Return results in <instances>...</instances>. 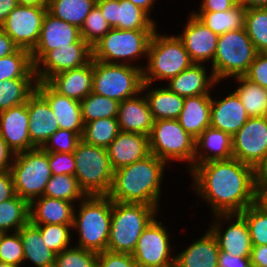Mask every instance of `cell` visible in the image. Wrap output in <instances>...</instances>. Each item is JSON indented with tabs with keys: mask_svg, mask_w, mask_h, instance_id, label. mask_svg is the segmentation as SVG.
Returning a JSON list of instances; mask_svg holds the SVG:
<instances>
[{
	"mask_svg": "<svg viewBox=\"0 0 267 267\" xmlns=\"http://www.w3.org/2000/svg\"><path fill=\"white\" fill-rule=\"evenodd\" d=\"M95 5L96 0H48L47 8L54 17L80 29Z\"/></svg>",
	"mask_w": 267,
	"mask_h": 267,
	"instance_id": "cell-37",
	"label": "cell"
},
{
	"mask_svg": "<svg viewBox=\"0 0 267 267\" xmlns=\"http://www.w3.org/2000/svg\"><path fill=\"white\" fill-rule=\"evenodd\" d=\"M97 267H139L129 253L112 252L109 250L98 253Z\"/></svg>",
	"mask_w": 267,
	"mask_h": 267,
	"instance_id": "cell-51",
	"label": "cell"
},
{
	"mask_svg": "<svg viewBox=\"0 0 267 267\" xmlns=\"http://www.w3.org/2000/svg\"><path fill=\"white\" fill-rule=\"evenodd\" d=\"M15 153L0 136V172L10 170Z\"/></svg>",
	"mask_w": 267,
	"mask_h": 267,
	"instance_id": "cell-57",
	"label": "cell"
},
{
	"mask_svg": "<svg viewBox=\"0 0 267 267\" xmlns=\"http://www.w3.org/2000/svg\"><path fill=\"white\" fill-rule=\"evenodd\" d=\"M160 213L147 204L112 201L107 250L132 254L143 230Z\"/></svg>",
	"mask_w": 267,
	"mask_h": 267,
	"instance_id": "cell-5",
	"label": "cell"
},
{
	"mask_svg": "<svg viewBox=\"0 0 267 267\" xmlns=\"http://www.w3.org/2000/svg\"><path fill=\"white\" fill-rule=\"evenodd\" d=\"M107 152L115 171L150 155L149 137L145 134L120 131L107 147Z\"/></svg>",
	"mask_w": 267,
	"mask_h": 267,
	"instance_id": "cell-24",
	"label": "cell"
},
{
	"mask_svg": "<svg viewBox=\"0 0 267 267\" xmlns=\"http://www.w3.org/2000/svg\"><path fill=\"white\" fill-rule=\"evenodd\" d=\"M237 4L233 0H202L197 11L220 12L230 10Z\"/></svg>",
	"mask_w": 267,
	"mask_h": 267,
	"instance_id": "cell-55",
	"label": "cell"
},
{
	"mask_svg": "<svg viewBox=\"0 0 267 267\" xmlns=\"http://www.w3.org/2000/svg\"><path fill=\"white\" fill-rule=\"evenodd\" d=\"M7 79H36L31 52L19 48L0 58V81Z\"/></svg>",
	"mask_w": 267,
	"mask_h": 267,
	"instance_id": "cell-38",
	"label": "cell"
},
{
	"mask_svg": "<svg viewBox=\"0 0 267 267\" xmlns=\"http://www.w3.org/2000/svg\"><path fill=\"white\" fill-rule=\"evenodd\" d=\"M160 85L153 87L152 83H143L142 86V92L147 99L154 121L178 119L185 97Z\"/></svg>",
	"mask_w": 267,
	"mask_h": 267,
	"instance_id": "cell-31",
	"label": "cell"
},
{
	"mask_svg": "<svg viewBox=\"0 0 267 267\" xmlns=\"http://www.w3.org/2000/svg\"><path fill=\"white\" fill-rule=\"evenodd\" d=\"M149 137L150 153L168 166L174 162L186 164L189 172L194 168L195 138L187 133L177 119L155 120Z\"/></svg>",
	"mask_w": 267,
	"mask_h": 267,
	"instance_id": "cell-9",
	"label": "cell"
},
{
	"mask_svg": "<svg viewBox=\"0 0 267 267\" xmlns=\"http://www.w3.org/2000/svg\"><path fill=\"white\" fill-rule=\"evenodd\" d=\"M47 6L17 5L0 27L20 49L32 52L40 38Z\"/></svg>",
	"mask_w": 267,
	"mask_h": 267,
	"instance_id": "cell-13",
	"label": "cell"
},
{
	"mask_svg": "<svg viewBox=\"0 0 267 267\" xmlns=\"http://www.w3.org/2000/svg\"><path fill=\"white\" fill-rule=\"evenodd\" d=\"M71 43H86L80 35V29L66 21L58 19L48 11L44 16L40 38L31 52L34 66L49 52Z\"/></svg>",
	"mask_w": 267,
	"mask_h": 267,
	"instance_id": "cell-18",
	"label": "cell"
},
{
	"mask_svg": "<svg viewBox=\"0 0 267 267\" xmlns=\"http://www.w3.org/2000/svg\"><path fill=\"white\" fill-rule=\"evenodd\" d=\"M18 49L16 43L0 28V58L10 55Z\"/></svg>",
	"mask_w": 267,
	"mask_h": 267,
	"instance_id": "cell-58",
	"label": "cell"
},
{
	"mask_svg": "<svg viewBox=\"0 0 267 267\" xmlns=\"http://www.w3.org/2000/svg\"><path fill=\"white\" fill-rule=\"evenodd\" d=\"M30 222V202L17 194L0 203V232H18Z\"/></svg>",
	"mask_w": 267,
	"mask_h": 267,
	"instance_id": "cell-36",
	"label": "cell"
},
{
	"mask_svg": "<svg viewBox=\"0 0 267 267\" xmlns=\"http://www.w3.org/2000/svg\"><path fill=\"white\" fill-rule=\"evenodd\" d=\"M244 76L248 80L267 89V53H257L248 72Z\"/></svg>",
	"mask_w": 267,
	"mask_h": 267,
	"instance_id": "cell-52",
	"label": "cell"
},
{
	"mask_svg": "<svg viewBox=\"0 0 267 267\" xmlns=\"http://www.w3.org/2000/svg\"><path fill=\"white\" fill-rule=\"evenodd\" d=\"M93 70L92 92L98 95L120 103L142 92V68L93 60Z\"/></svg>",
	"mask_w": 267,
	"mask_h": 267,
	"instance_id": "cell-10",
	"label": "cell"
},
{
	"mask_svg": "<svg viewBox=\"0 0 267 267\" xmlns=\"http://www.w3.org/2000/svg\"><path fill=\"white\" fill-rule=\"evenodd\" d=\"M219 251L217 239L207 229L181 252H175L174 267H218Z\"/></svg>",
	"mask_w": 267,
	"mask_h": 267,
	"instance_id": "cell-28",
	"label": "cell"
},
{
	"mask_svg": "<svg viewBox=\"0 0 267 267\" xmlns=\"http://www.w3.org/2000/svg\"><path fill=\"white\" fill-rule=\"evenodd\" d=\"M73 155L76 166L74 176L86 196H107L114 174L107 148L88 144L81 139Z\"/></svg>",
	"mask_w": 267,
	"mask_h": 267,
	"instance_id": "cell-8",
	"label": "cell"
},
{
	"mask_svg": "<svg viewBox=\"0 0 267 267\" xmlns=\"http://www.w3.org/2000/svg\"><path fill=\"white\" fill-rule=\"evenodd\" d=\"M255 183H267V152L254 167Z\"/></svg>",
	"mask_w": 267,
	"mask_h": 267,
	"instance_id": "cell-59",
	"label": "cell"
},
{
	"mask_svg": "<svg viewBox=\"0 0 267 267\" xmlns=\"http://www.w3.org/2000/svg\"><path fill=\"white\" fill-rule=\"evenodd\" d=\"M96 6L111 28L156 30L157 21L129 0H96Z\"/></svg>",
	"mask_w": 267,
	"mask_h": 267,
	"instance_id": "cell-17",
	"label": "cell"
},
{
	"mask_svg": "<svg viewBox=\"0 0 267 267\" xmlns=\"http://www.w3.org/2000/svg\"><path fill=\"white\" fill-rule=\"evenodd\" d=\"M246 109L233 91L224 97L212 95L210 126L233 136L249 119Z\"/></svg>",
	"mask_w": 267,
	"mask_h": 267,
	"instance_id": "cell-23",
	"label": "cell"
},
{
	"mask_svg": "<svg viewBox=\"0 0 267 267\" xmlns=\"http://www.w3.org/2000/svg\"><path fill=\"white\" fill-rule=\"evenodd\" d=\"M194 194L218 214H240L256 202L254 168L235 158L196 165L190 172Z\"/></svg>",
	"mask_w": 267,
	"mask_h": 267,
	"instance_id": "cell-1",
	"label": "cell"
},
{
	"mask_svg": "<svg viewBox=\"0 0 267 267\" xmlns=\"http://www.w3.org/2000/svg\"><path fill=\"white\" fill-rule=\"evenodd\" d=\"M154 31L112 28L92 47V59L144 69L143 63H136L141 59L147 60L148 46Z\"/></svg>",
	"mask_w": 267,
	"mask_h": 267,
	"instance_id": "cell-6",
	"label": "cell"
},
{
	"mask_svg": "<svg viewBox=\"0 0 267 267\" xmlns=\"http://www.w3.org/2000/svg\"><path fill=\"white\" fill-rule=\"evenodd\" d=\"M246 8L237 4L230 10L212 12L196 11L193 13L206 27L211 29L218 36L232 30L244 28Z\"/></svg>",
	"mask_w": 267,
	"mask_h": 267,
	"instance_id": "cell-34",
	"label": "cell"
},
{
	"mask_svg": "<svg viewBox=\"0 0 267 267\" xmlns=\"http://www.w3.org/2000/svg\"><path fill=\"white\" fill-rule=\"evenodd\" d=\"M28 124L27 103L0 112V136L15 154L36 148Z\"/></svg>",
	"mask_w": 267,
	"mask_h": 267,
	"instance_id": "cell-20",
	"label": "cell"
},
{
	"mask_svg": "<svg viewBox=\"0 0 267 267\" xmlns=\"http://www.w3.org/2000/svg\"><path fill=\"white\" fill-rule=\"evenodd\" d=\"M236 4H240V0H233Z\"/></svg>",
	"mask_w": 267,
	"mask_h": 267,
	"instance_id": "cell-66",
	"label": "cell"
},
{
	"mask_svg": "<svg viewBox=\"0 0 267 267\" xmlns=\"http://www.w3.org/2000/svg\"><path fill=\"white\" fill-rule=\"evenodd\" d=\"M36 90L50 105L59 129L71 130L82 137L84 122L80 101L58 94L46 82H37Z\"/></svg>",
	"mask_w": 267,
	"mask_h": 267,
	"instance_id": "cell-25",
	"label": "cell"
},
{
	"mask_svg": "<svg viewBox=\"0 0 267 267\" xmlns=\"http://www.w3.org/2000/svg\"><path fill=\"white\" fill-rule=\"evenodd\" d=\"M31 143L41 148L58 129L59 124L47 100L35 90L27 100Z\"/></svg>",
	"mask_w": 267,
	"mask_h": 267,
	"instance_id": "cell-22",
	"label": "cell"
},
{
	"mask_svg": "<svg viewBox=\"0 0 267 267\" xmlns=\"http://www.w3.org/2000/svg\"><path fill=\"white\" fill-rule=\"evenodd\" d=\"M206 68H208L206 64L193 63L186 70L163 84L170 91L183 97L211 95L215 91L214 88L221 83L216 81L212 70Z\"/></svg>",
	"mask_w": 267,
	"mask_h": 267,
	"instance_id": "cell-21",
	"label": "cell"
},
{
	"mask_svg": "<svg viewBox=\"0 0 267 267\" xmlns=\"http://www.w3.org/2000/svg\"><path fill=\"white\" fill-rule=\"evenodd\" d=\"M81 137L71 130L58 129L41 147L46 152H74Z\"/></svg>",
	"mask_w": 267,
	"mask_h": 267,
	"instance_id": "cell-49",
	"label": "cell"
},
{
	"mask_svg": "<svg viewBox=\"0 0 267 267\" xmlns=\"http://www.w3.org/2000/svg\"><path fill=\"white\" fill-rule=\"evenodd\" d=\"M117 121L120 131L150 135L154 119L143 92L119 103Z\"/></svg>",
	"mask_w": 267,
	"mask_h": 267,
	"instance_id": "cell-26",
	"label": "cell"
},
{
	"mask_svg": "<svg viewBox=\"0 0 267 267\" xmlns=\"http://www.w3.org/2000/svg\"><path fill=\"white\" fill-rule=\"evenodd\" d=\"M156 29L151 37L147 61L143 69L144 83L167 82L190 67L193 62L182 40L176 34H160ZM165 80V81H164Z\"/></svg>",
	"mask_w": 267,
	"mask_h": 267,
	"instance_id": "cell-4",
	"label": "cell"
},
{
	"mask_svg": "<svg viewBox=\"0 0 267 267\" xmlns=\"http://www.w3.org/2000/svg\"><path fill=\"white\" fill-rule=\"evenodd\" d=\"M98 253L71 246L56 254L54 267H97Z\"/></svg>",
	"mask_w": 267,
	"mask_h": 267,
	"instance_id": "cell-47",
	"label": "cell"
},
{
	"mask_svg": "<svg viewBox=\"0 0 267 267\" xmlns=\"http://www.w3.org/2000/svg\"><path fill=\"white\" fill-rule=\"evenodd\" d=\"M131 1L134 5L139 7L140 9L144 10L150 17L153 12V7L156 4V1L158 0H129ZM152 11V12H151Z\"/></svg>",
	"mask_w": 267,
	"mask_h": 267,
	"instance_id": "cell-62",
	"label": "cell"
},
{
	"mask_svg": "<svg viewBox=\"0 0 267 267\" xmlns=\"http://www.w3.org/2000/svg\"><path fill=\"white\" fill-rule=\"evenodd\" d=\"M233 158L253 168L267 152V116L249 118L232 136Z\"/></svg>",
	"mask_w": 267,
	"mask_h": 267,
	"instance_id": "cell-15",
	"label": "cell"
},
{
	"mask_svg": "<svg viewBox=\"0 0 267 267\" xmlns=\"http://www.w3.org/2000/svg\"><path fill=\"white\" fill-rule=\"evenodd\" d=\"M240 4L247 9L267 8V0H240Z\"/></svg>",
	"mask_w": 267,
	"mask_h": 267,
	"instance_id": "cell-63",
	"label": "cell"
},
{
	"mask_svg": "<svg viewBox=\"0 0 267 267\" xmlns=\"http://www.w3.org/2000/svg\"><path fill=\"white\" fill-rule=\"evenodd\" d=\"M10 171L16 194L31 202L43 196L46 184L52 177L48 152L36 147L16 153Z\"/></svg>",
	"mask_w": 267,
	"mask_h": 267,
	"instance_id": "cell-11",
	"label": "cell"
},
{
	"mask_svg": "<svg viewBox=\"0 0 267 267\" xmlns=\"http://www.w3.org/2000/svg\"><path fill=\"white\" fill-rule=\"evenodd\" d=\"M20 6H47L48 0H16Z\"/></svg>",
	"mask_w": 267,
	"mask_h": 267,
	"instance_id": "cell-64",
	"label": "cell"
},
{
	"mask_svg": "<svg viewBox=\"0 0 267 267\" xmlns=\"http://www.w3.org/2000/svg\"><path fill=\"white\" fill-rule=\"evenodd\" d=\"M16 195L10 170L0 172V203Z\"/></svg>",
	"mask_w": 267,
	"mask_h": 267,
	"instance_id": "cell-53",
	"label": "cell"
},
{
	"mask_svg": "<svg viewBox=\"0 0 267 267\" xmlns=\"http://www.w3.org/2000/svg\"><path fill=\"white\" fill-rule=\"evenodd\" d=\"M240 215L247 223L252 245H267V211L255 202Z\"/></svg>",
	"mask_w": 267,
	"mask_h": 267,
	"instance_id": "cell-45",
	"label": "cell"
},
{
	"mask_svg": "<svg viewBox=\"0 0 267 267\" xmlns=\"http://www.w3.org/2000/svg\"><path fill=\"white\" fill-rule=\"evenodd\" d=\"M244 27L258 53H267V8L247 9Z\"/></svg>",
	"mask_w": 267,
	"mask_h": 267,
	"instance_id": "cell-43",
	"label": "cell"
},
{
	"mask_svg": "<svg viewBox=\"0 0 267 267\" xmlns=\"http://www.w3.org/2000/svg\"><path fill=\"white\" fill-rule=\"evenodd\" d=\"M42 234L44 243L54 253L58 254L61 251L73 246L72 235L73 224H34ZM72 231V232H71Z\"/></svg>",
	"mask_w": 267,
	"mask_h": 267,
	"instance_id": "cell-44",
	"label": "cell"
},
{
	"mask_svg": "<svg viewBox=\"0 0 267 267\" xmlns=\"http://www.w3.org/2000/svg\"><path fill=\"white\" fill-rule=\"evenodd\" d=\"M157 217L143 230L131 254L139 267H174L176 246L167 225Z\"/></svg>",
	"mask_w": 267,
	"mask_h": 267,
	"instance_id": "cell-12",
	"label": "cell"
},
{
	"mask_svg": "<svg viewBox=\"0 0 267 267\" xmlns=\"http://www.w3.org/2000/svg\"><path fill=\"white\" fill-rule=\"evenodd\" d=\"M92 60V48L87 43H71L49 51L36 65L37 82H46L51 76L76 69Z\"/></svg>",
	"mask_w": 267,
	"mask_h": 267,
	"instance_id": "cell-16",
	"label": "cell"
},
{
	"mask_svg": "<svg viewBox=\"0 0 267 267\" xmlns=\"http://www.w3.org/2000/svg\"><path fill=\"white\" fill-rule=\"evenodd\" d=\"M212 95L185 97L178 122L195 139L210 126Z\"/></svg>",
	"mask_w": 267,
	"mask_h": 267,
	"instance_id": "cell-32",
	"label": "cell"
},
{
	"mask_svg": "<svg viewBox=\"0 0 267 267\" xmlns=\"http://www.w3.org/2000/svg\"><path fill=\"white\" fill-rule=\"evenodd\" d=\"M93 59L86 65L51 76L46 83L58 94L82 101L92 92Z\"/></svg>",
	"mask_w": 267,
	"mask_h": 267,
	"instance_id": "cell-27",
	"label": "cell"
},
{
	"mask_svg": "<svg viewBox=\"0 0 267 267\" xmlns=\"http://www.w3.org/2000/svg\"><path fill=\"white\" fill-rule=\"evenodd\" d=\"M154 154L114 171L108 197L114 202L142 203L154 206L159 212L166 168ZM161 204V205H160Z\"/></svg>",
	"mask_w": 267,
	"mask_h": 267,
	"instance_id": "cell-2",
	"label": "cell"
},
{
	"mask_svg": "<svg viewBox=\"0 0 267 267\" xmlns=\"http://www.w3.org/2000/svg\"><path fill=\"white\" fill-rule=\"evenodd\" d=\"M0 262L24 266L23 244L19 232L2 233L0 239Z\"/></svg>",
	"mask_w": 267,
	"mask_h": 267,
	"instance_id": "cell-48",
	"label": "cell"
},
{
	"mask_svg": "<svg viewBox=\"0 0 267 267\" xmlns=\"http://www.w3.org/2000/svg\"><path fill=\"white\" fill-rule=\"evenodd\" d=\"M111 26L102 15L100 9L95 5L85 18L83 26L80 28V35L92 48L110 30Z\"/></svg>",
	"mask_w": 267,
	"mask_h": 267,
	"instance_id": "cell-46",
	"label": "cell"
},
{
	"mask_svg": "<svg viewBox=\"0 0 267 267\" xmlns=\"http://www.w3.org/2000/svg\"><path fill=\"white\" fill-rule=\"evenodd\" d=\"M19 235L23 244L24 265L31 262L34 267H54L56 253L44 243L40 229L29 222L21 227Z\"/></svg>",
	"mask_w": 267,
	"mask_h": 267,
	"instance_id": "cell-33",
	"label": "cell"
},
{
	"mask_svg": "<svg viewBox=\"0 0 267 267\" xmlns=\"http://www.w3.org/2000/svg\"><path fill=\"white\" fill-rule=\"evenodd\" d=\"M43 196L52 197L77 204L86 197L75 176L52 175L46 184Z\"/></svg>",
	"mask_w": 267,
	"mask_h": 267,
	"instance_id": "cell-42",
	"label": "cell"
},
{
	"mask_svg": "<svg viewBox=\"0 0 267 267\" xmlns=\"http://www.w3.org/2000/svg\"><path fill=\"white\" fill-rule=\"evenodd\" d=\"M0 267H17V266L12 265V264H8V263H4V262H0Z\"/></svg>",
	"mask_w": 267,
	"mask_h": 267,
	"instance_id": "cell-65",
	"label": "cell"
},
{
	"mask_svg": "<svg viewBox=\"0 0 267 267\" xmlns=\"http://www.w3.org/2000/svg\"><path fill=\"white\" fill-rule=\"evenodd\" d=\"M218 267H251L250 257L233 256L219 251Z\"/></svg>",
	"mask_w": 267,
	"mask_h": 267,
	"instance_id": "cell-54",
	"label": "cell"
},
{
	"mask_svg": "<svg viewBox=\"0 0 267 267\" xmlns=\"http://www.w3.org/2000/svg\"><path fill=\"white\" fill-rule=\"evenodd\" d=\"M212 217L208 229L217 239L219 249L233 256L250 257L252 243L245 219L240 214H218Z\"/></svg>",
	"mask_w": 267,
	"mask_h": 267,
	"instance_id": "cell-14",
	"label": "cell"
},
{
	"mask_svg": "<svg viewBox=\"0 0 267 267\" xmlns=\"http://www.w3.org/2000/svg\"><path fill=\"white\" fill-rule=\"evenodd\" d=\"M111 214L112 200L108 196H86L79 201L75 206L72 225L78 240L73 241V245L97 253L106 251Z\"/></svg>",
	"mask_w": 267,
	"mask_h": 267,
	"instance_id": "cell-3",
	"label": "cell"
},
{
	"mask_svg": "<svg viewBox=\"0 0 267 267\" xmlns=\"http://www.w3.org/2000/svg\"><path fill=\"white\" fill-rule=\"evenodd\" d=\"M232 157V136L220 129L209 126L195 139L194 167Z\"/></svg>",
	"mask_w": 267,
	"mask_h": 267,
	"instance_id": "cell-29",
	"label": "cell"
},
{
	"mask_svg": "<svg viewBox=\"0 0 267 267\" xmlns=\"http://www.w3.org/2000/svg\"><path fill=\"white\" fill-rule=\"evenodd\" d=\"M239 85L234 91L250 118L267 116V89L248 80L245 76L232 77Z\"/></svg>",
	"mask_w": 267,
	"mask_h": 267,
	"instance_id": "cell-35",
	"label": "cell"
},
{
	"mask_svg": "<svg viewBox=\"0 0 267 267\" xmlns=\"http://www.w3.org/2000/svg\"><path fill=\"white\" fill-rule=\"evenodd\" d=\"M183 31L176 34L183 42L191 61L196 64L210 63L217 49L218 35L206 27L193 13H189Z\"/></svg>",
	"mask_w": 267,
	"mask_h": 267,
	"instance_id": "cell-19",
	"label": "cell"
},
{
	"mask_svg": "<svg viewBox=\"0 0 267 267\" xmlns=\"http://www.w3.org/2000/svg\"><path fill=\"white\" fill-rule=\"evenodd\" d=\"M251 267H267V245H252Z\"/></svg>",
	"mask_w": 267,
	"mask_h": 267,
	"instance_id": "cell-56",
	"label": "cell"
},
{
	"mask_svg": "<svg viewBox=\"0 0 267 267\" xmlns=\"http://www.w3.org/2000/svg\"><path fill=\"white\" fill-rule=\"evenodd\" d=\"M48 162L52 175H75V158L73 152H48Z\"/></svg>",
	"mask_w": 267,
	"mask_h": 267,
	"instance_id": "cell-50",
	"label": "cell"
},
{
	"mask_svg": "<svg viewBox=\"0 0 267 267\" xmlns=\"http://www.w3.org/2000/svg\"><path fill=\"white\" fill-rule=\"evenodd\" d=\"M256 203L267 211V183H255Z\"/></svg>",
	"mask_w": 267,
	"mask_h": 267,
	"instance_id": "cell-61",
	"label": "cell"
},
{
	"mask_svg": "<svg viewBox=\"0 0 267 267\" xmlns=\"http://www.w3.org/2000/svg\"><path fill=\"white\" fill-rule=\"evenodd\" d=\"M76 204L52 197L40 196L30 202L32 224H73Z\"/></svg>",
	"mask_w": 267,
	"mask_h": 267,
	"instance_id": "cell-30",
	"label": "cell"
},
{
	"mask_svg": "<svg viewBox=\"0 0 267 267\" xmlns=\"http://www.w3.org/2000/svg\"><path fill=\"white\" fill-rule=\"evenodd\" d=\"M119 132L117 118H100L84 124L81 139L88 144L107 148Z\"/></svg>",
	"mask_w": 267,
	"mask_h": 267,
	"instance_id": "cell-40",
	"label": "cell"
},
{
	"mask_svg": "<svg viewBox=\"0 0 267 267\" xmlns=\"http://www.w3.org/2000/svg\"><path fill=\"white\" fill-rule=\"evenodd\" d=\"M16 0H0V27L4 24L9 13L17 6Z\"/></svg>",
	"mask_w": 267,
	"mask_h": 267,
	"instance_id": "cell-60",
	"label": "cell"
},
{
	"mask_svg": "<svg viewBox=\"0 0 267 267\" xmlns=\"http://www.w3.org/2000/svg\"><path fill=\"white\" fill-rule=\"evenodd\" d=\"M37 79H7L0 81V112L27 103L36 90Z\"/></svg>",
	"mask_w": 267,
	"mask_h": 267,
	"instance_id": "cell-39",
	"label": "cell"
},
{
	"mask_svg": "<svg viewBox=\"0 0 267 267\" xmlns=\"http://www.w3.org/2000/svg\"><path fill=\"white\" fill-rule=\"evenodd\" d=\"M80 106L82 119L86 124L100 118H117L119 102L91 92L80 101Z\"/></svg>",
	"mask_w": 267,
	"mask_h": 267,
	"instance_id": "cell-41",
	"label": "cell"
},
{
	"mask_svg": "<svg viewBox=\"0 0 267 267\" xmlns=\"http://www.w3.org/2000/svg\"><path fill=\"white\" fill-rule=\"evenodd\" d=\"M257 53L245 27L228 31L218 37L210 69L218 83L229 81L232 77L244 76Z\"/></svg>",
	"mask_w": 267,
	"mask_h": 267,
	"instance_id": "cell-7",
	"label": "cell"
}]
</instances>
